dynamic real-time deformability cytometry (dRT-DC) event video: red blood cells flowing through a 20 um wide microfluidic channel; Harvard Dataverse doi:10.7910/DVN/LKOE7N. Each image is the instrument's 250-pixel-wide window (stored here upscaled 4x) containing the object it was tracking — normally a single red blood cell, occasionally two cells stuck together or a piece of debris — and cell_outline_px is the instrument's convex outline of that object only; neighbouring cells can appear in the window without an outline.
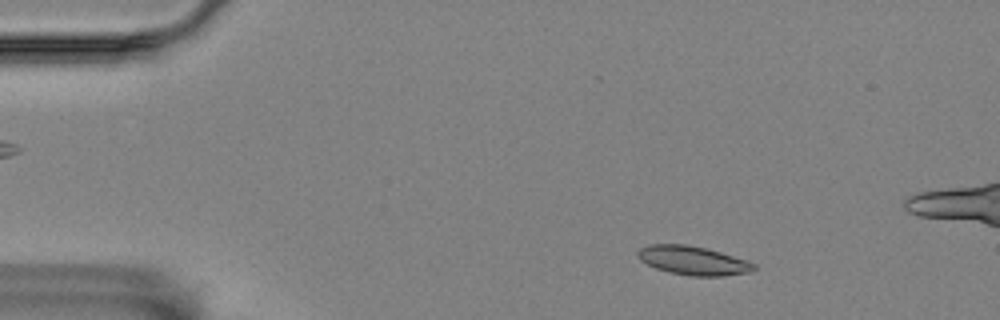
{"species": "Egyptian fruit bat (a non-hibernating species)", "species_latin": "Rousettus aegyptiacus", "temperature_condition": "room temperature", "stored_images_in_passage": 4, "camera_frame_rate_fps": 3000, "um_per_image_px": 0.085, "animal": {"sex": "female"}, "frame": {"image": 1, "passage_image": 2, "time_ms": 0.333, "image_size_px": [1000, 320], "cell_outline_px": [[756, 268], [752, 272], [724, 276], [692, 276], [668, 272], [656, 268], [640, 260], [636, 256], [636, 252], [640, 248], [648, 244], [684, 244], [704, 248], [720, 252], [748, 260], [756, 264]], "centroid_in_image_um": [58.92, 22.15], "position_along_channel_um": 26.1, "area_um2": 19.65}}